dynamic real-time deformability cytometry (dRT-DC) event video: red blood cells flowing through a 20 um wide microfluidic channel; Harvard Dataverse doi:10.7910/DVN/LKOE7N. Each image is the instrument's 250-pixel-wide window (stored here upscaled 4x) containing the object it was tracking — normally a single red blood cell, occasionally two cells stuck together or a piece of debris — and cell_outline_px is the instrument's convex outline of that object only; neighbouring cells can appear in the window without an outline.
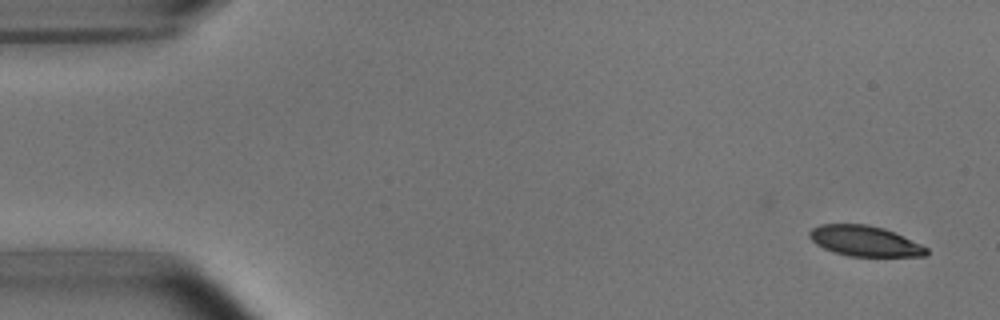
{"species": "common noctule bat (a hibernating species)", "species_latin": "Nyctalus noctula", "temperature_condition": "room temperature", "stored_images_in_passage": 52, "camera_frame_rate_fps": 3000, "um_per_image_px": 0.085, "animal": {"sex": "male", "body_mass_g": 15.6}, "frame": {"image": 1, "passage_image": 2, "time_ms": 0.333, "image_size_px": [1000, 320], "cell_outline_px": [[928, 252], [924, 256], [848, 256], [824, 248], [816, 244], [808, 236], [808, 232], [812, 228], [820, 224], [868, 224], [884, 228], [920, 244], [928, 248]], "centroid_in_image_um": [73.47, 20.48], "position_along_channel_um": 11.5, "area_um2": 20.58}}
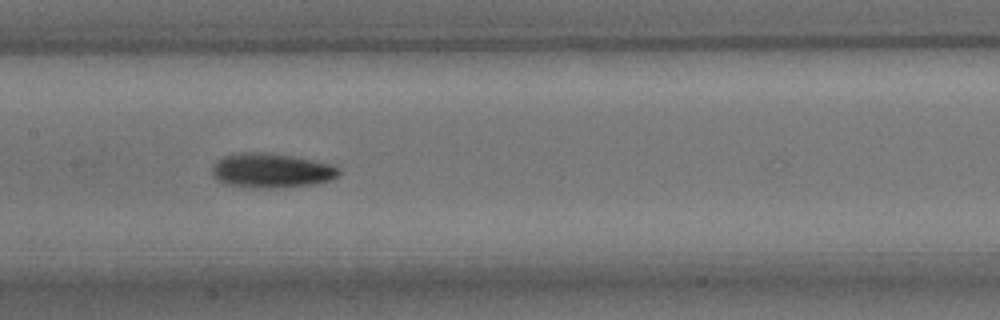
{"frame": {"image": 2, "passage_image": 25, "time_ms": 8.0, "image_size_px": [1000, 320], "cell_outline_px": [[340, 172], [332, 180], [312, 184], [276, 188], [248, 188], [224, 184], [216, 180], [212, 176], [212, 168], [216, 160], [224, 156], [236, 152], [264, 152], [292, 156], [336, 164], [340, 168]], "centroid_in_image_um": [23.05, 14.49], "position_along_channel_um": 184.4, "area_um2": 26.01}}
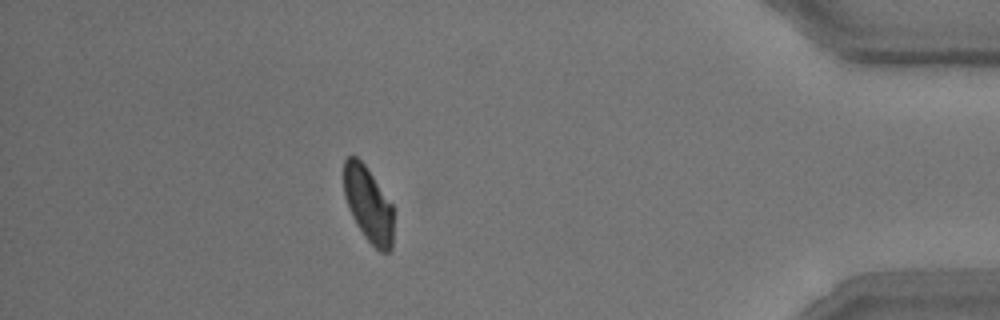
{"frame": {"image": 3, "passage_image": 46, "time_ms": 15.0, "image_size_px": [1000, 320], "cell_outline_px": [[392, 248], [388, 252], [380, 252], [364, 236], [356, 224], [348, 208], [344, 196], [344, 160], [348, 156], [356, 156], [364, 164], [392, 204]], "centroid_in_image_um": [31.28, 17.37], "position_along_channel_um": 403.9, "area_um2": 21.56}, "authors_computed_cell_mechanics": {"area_um2": 23.1489, "velocity_mm_per_s": 3.8004, "shape_relaxation_time_tau1_ms": 3.123, "shape_relaxation_time_tau2_ms": 7.0286, "deformation_change_tau1": 0.119, "deformation_change_tau2": 0.1086}}